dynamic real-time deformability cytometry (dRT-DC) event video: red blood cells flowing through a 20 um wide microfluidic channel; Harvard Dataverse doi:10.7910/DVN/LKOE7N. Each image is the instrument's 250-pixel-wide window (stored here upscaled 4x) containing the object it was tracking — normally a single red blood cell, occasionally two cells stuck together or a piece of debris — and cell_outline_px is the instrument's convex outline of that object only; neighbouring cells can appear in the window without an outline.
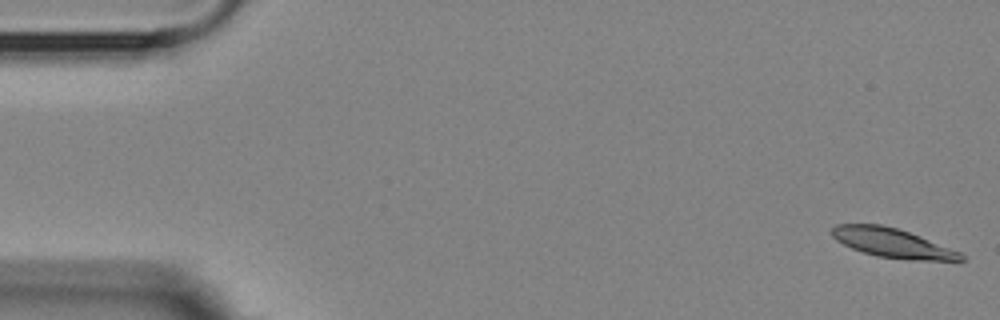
{"species": "Egyptian fruit bat (a non-hibernating species)", "species_latin": "Rousettus aegyptiacus", "temperature_condition": "room temperature", "stored_images_in_passage": 9, "camera_frame_rate_fps": 3000, "um_per_image_px": 0.085, "animal": {"sex": "female"}, "frame": {"image": 1, "passage_image": 1, "time_ms": 0.0, "image_size_px": [1000, 320], "cell_outline_px": [[964, 260], [912, 260], [876, 256], [852, 248], [836, 240], [832, 236], [832, 228], [836, 224], [880, 224], [896, 228], [920, 236], [960, 252], [964, 256]], "centroid_in_image_um": [75.83, 20.65], "position_along_channel_um": 9.2, "area_um2": 21.62}}
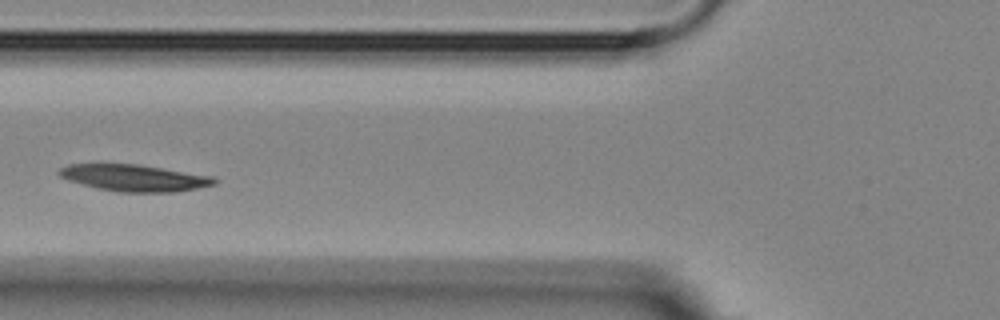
{"frame": {"image": 2, "passage_image": 6, "time_ms": 6.333, "image_size_px": [1000, 320], "cell_outline_px": [[220, 180], [216, 184], [176, 192], [116, 192], [96, 188], [68, 180], [60, 176], [56, 172], [60, 168], [68, 164], [136, 164], [212, 176]], "centroid_in_image_um": [11.4, 15.13], "position_along_channel_um": 114.4, "area_um2": 24.1}}
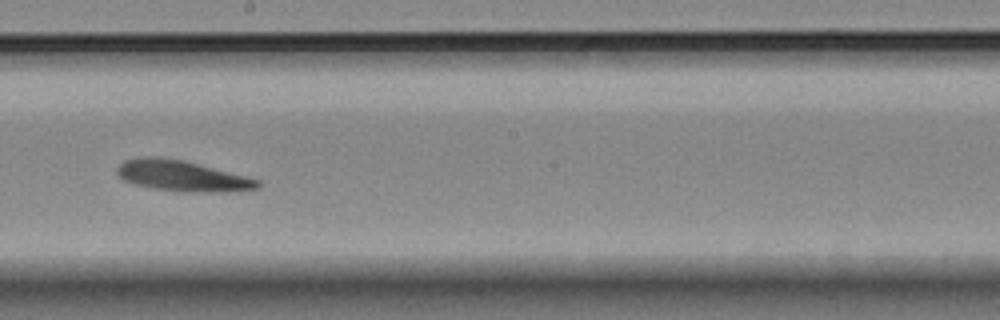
{"frame": {"image": 3, "passage_image": 9, "time_ms": 9.667, "image_size_px": [1000, 320], "cell_outline_px": [[264, 184], [260, 188], [228, 192], [192, 192], [156, 188], [132, 184], [124, 180], [116, 172], [116, 168], [124, 160], [140, 156], [156, 156], [184, 160], [260, 180]], "centroid_in_image_um": [15.49, 14.94], "position_along_channel_um": 232.7, "area_um2": 25.26}}